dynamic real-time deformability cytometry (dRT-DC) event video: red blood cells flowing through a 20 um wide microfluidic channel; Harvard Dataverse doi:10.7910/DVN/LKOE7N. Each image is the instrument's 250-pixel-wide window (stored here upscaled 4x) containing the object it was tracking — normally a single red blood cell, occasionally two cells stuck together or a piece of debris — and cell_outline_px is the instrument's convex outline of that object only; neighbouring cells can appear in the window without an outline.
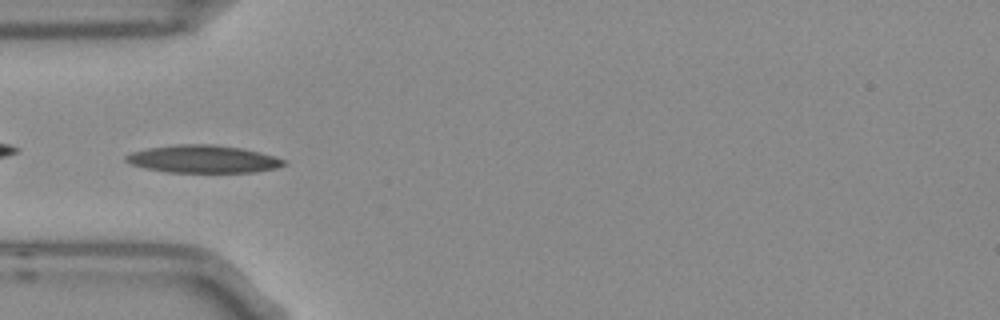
{"species": "Egyptian fruit bat (a non-hibernating species)", "species_latin": "Rousettus aegyptiacus", "temperature_condition": "room temperature", "stored_images_in_passage": 6, "camera_frame_rate_fps": 3000, "um_per_image_px": 0.085, "frame": {"image": 1, "passage_image": 4, "time_ms": 1.0, "image_size_px": [1000, 320], "cell_outline_px": [[288, 164], [276, 168], [252, 172], [168, 172], [144, 168], [132, 164], [124, 160], [124, 156], [132, 152], [148, 148], [176, 144], [216, 144], [244, 148], [260, 152], [288, 160]], "centroid_in_image_um": [17.3, 13.51], "position_along_channel_um": 67.7, "area_um2": 25.66}}
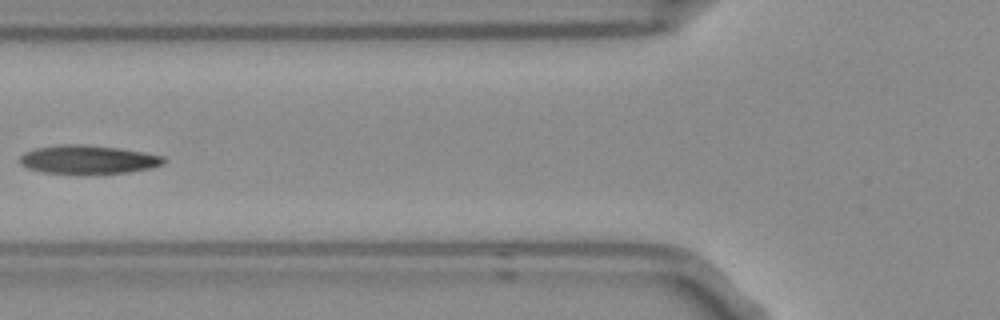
{"frame": {"image": 2, "passage_image": 5, "time_ms": 1.333, "image_size_px": [1000, 320], "cell_outline_px": [[168, 160], [164, 164], [152, 168], [128, 172], [80, 176], [40, 172], [28, 168], [20, 164], [20, 156], [24, 152], [36, 148], [64, 144], [84, 144], [120, 148], [144, 152], [164, 156]], "centroid_in_image_um": [7.51, 13.59], "position_along_channel_um": 118.3, "area_um2": 24.91}}